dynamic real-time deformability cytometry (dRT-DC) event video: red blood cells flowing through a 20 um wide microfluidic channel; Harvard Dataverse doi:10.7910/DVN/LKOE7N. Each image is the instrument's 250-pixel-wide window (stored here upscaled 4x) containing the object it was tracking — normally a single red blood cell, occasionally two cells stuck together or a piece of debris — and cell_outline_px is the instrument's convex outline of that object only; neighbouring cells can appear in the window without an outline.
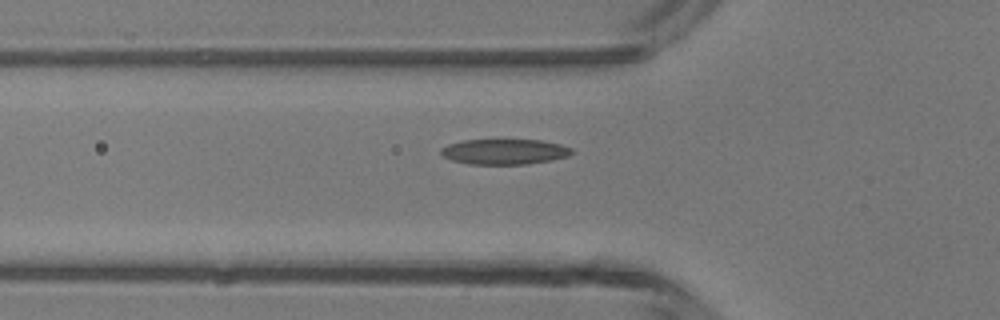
{"species": "common noctule bat (a hibernating species)", "species_latin": "Nyctalus noctula", "temperature_condition": "room temperature", "stored_images_in_passage": 4, "camera_frame_rate_fps": 3000, "um_per_image_px": 0.085, "animal": {"sex": "male", "body_mass_g": 13.3}, "frame": {"image": 1, "passage_image": 4, "time_ms": 3.667, "image_size_px": [1000, 320], "cell_outline_px": [[572, 152], [568, 156], [552, 160], [528, 164], [468, 164], [452, 160], [444, 156], [440, 152], [440, 148], [448, 144], [464, 140], [540, 140], [560, 144], [572, 148]], "centroid_in_image_um": [42.87, 12.89], "position_along_channel_um": 82.9, "area_um2": 19.31}}